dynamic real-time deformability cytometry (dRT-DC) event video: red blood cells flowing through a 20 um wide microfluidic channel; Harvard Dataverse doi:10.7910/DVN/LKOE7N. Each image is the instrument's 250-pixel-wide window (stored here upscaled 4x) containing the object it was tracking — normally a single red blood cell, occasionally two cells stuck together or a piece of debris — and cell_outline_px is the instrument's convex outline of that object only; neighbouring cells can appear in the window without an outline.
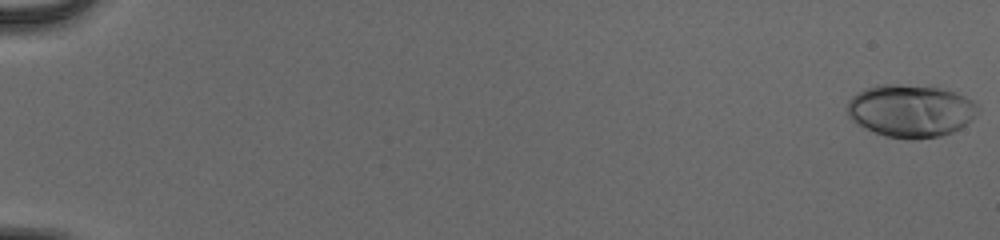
{"species": "human", "species_latin": "Homo sapiens", "temperature_condition": "cold", "stored_images_in_passage": 53, "camera_frame_rate_fps": 3000, "um_per_image_px": 0.085, "donor": {"sex": "male"}, "frame": {"image": 1, "passage_image": 1, "time_ms": 0.0, "image_size_px": [1000, 240], "cell_outline_px": [[980, 112], [972, 120], [960, 128], [952, 132], [940, 136], [916, 140], [912, 140], [884, 136], [864, 128], [856, 124], [848, 116], [848, 100], [856, 92], [864, 88], [876, 84], [900, 84], [940, 88], [956, 92], [976, 100], [980, 108]], "centroid_in_image_um": [77.43, 9.41], "position_along_channel_um": 7.6, "area_um2": 40.86}}
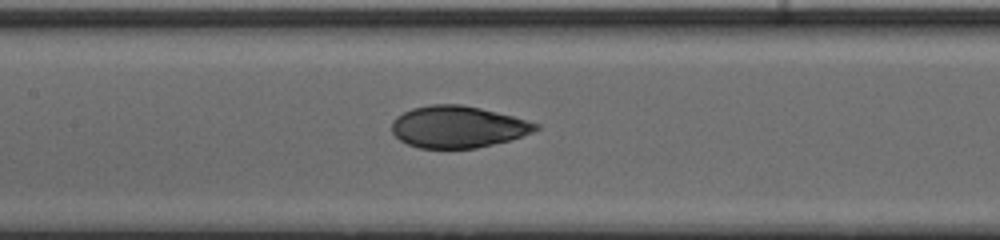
{"frame": {"image": 2, "passage_image": 29, "time_ms": 9.333, "image_size_px": [1000, 240], "cell_outline_px": [[540, 128], [532, 132], [508, 140], [476, 148], [420, 148], [408, 144], [400, 140], [392, 132], [392, 120], [396, 116], [412, 108], [428, 104], [460, 104], [480, 108], [512, 116], [540, 124]], "centroid_in_image_um": [38.88, 10.77], "position_along_channel_um": 168.5, "area_um2": 34.85}}
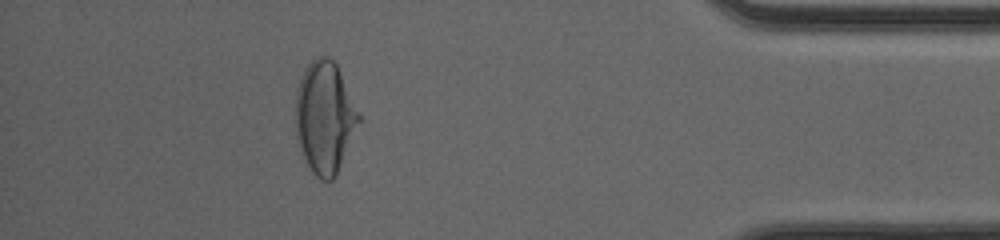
{"frame": {"image": 3, "passage_image": 50, "time_ms": 16.333, "image_size_px": [1000, 240], "cell_outline_px": [[360, 120], [336, 176], [332, 180], [320, 180], [312, 172], [304, 160], [296, 136], [296, 92], [304, 68], [316, 56], [328, 56], [336, 64], [340, 72], [360, 116]], "centroid_in_image_um": [27.58, 9.98], "position_along_channel_um": 407.6, "area_um2": 40.86}}